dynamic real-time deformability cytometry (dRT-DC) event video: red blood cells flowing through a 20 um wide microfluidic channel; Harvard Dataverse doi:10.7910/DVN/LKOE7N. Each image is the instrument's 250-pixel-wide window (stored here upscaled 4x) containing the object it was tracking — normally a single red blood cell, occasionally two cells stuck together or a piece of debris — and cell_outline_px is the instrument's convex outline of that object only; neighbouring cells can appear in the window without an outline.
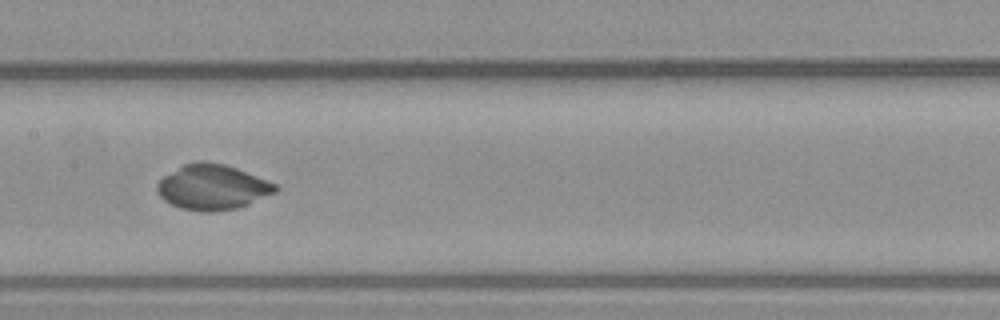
{"species": "common noctule bat (a hibernating species)", "species_latin": "Nyctalus noctula", "temperature_condition": "warm", "stored_images_in_passage": 34, "camera_frame_rate_fps": 3000, "um_per_image_px": 0.085, "animal": {"sex": "male", "body_mass_g": 23.1, "forearm_length_mm": 52.7}, "frame": {"image": 1, "passage_image": 11, "time_ms": 3.333, "image_size_px": [1000, 320], "cell_outline_px": [[280, 188], [276, 192], [248, 204], [236, 208], [212, 212], [204, 212], [180, 208], [164, 200], [156, 192], [156, 184], [164, 176], [184, 164], [196, 160], [204, 160], [224, 164], [236, 168], [276, 184]], "centroid_in_image_um": [18.04, 15.9], "position_along_channel_um": 189.4, "area_um2": 31.1}}
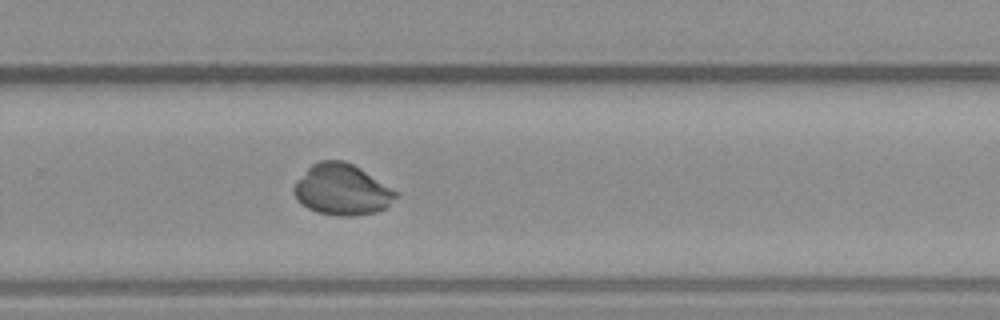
{"frame": {"image": 2, "passage_image": 20, "time_ms": 6.333, "image_size_px": [1000, 320], "cell_outline_px": [[400, 192], [388, 208], [376, 212], [352, 216], [340, 216], [316, 212], [300, 204], [296, 200], [292, 192], [292, 188], [296, 180], [312, 164], [320, 160], [344, 160], [360, 168]], "centroid_in_image_um": [29.07, 16.13], "position_along_channel_um": 300.7, "area_um2": 30.75}}
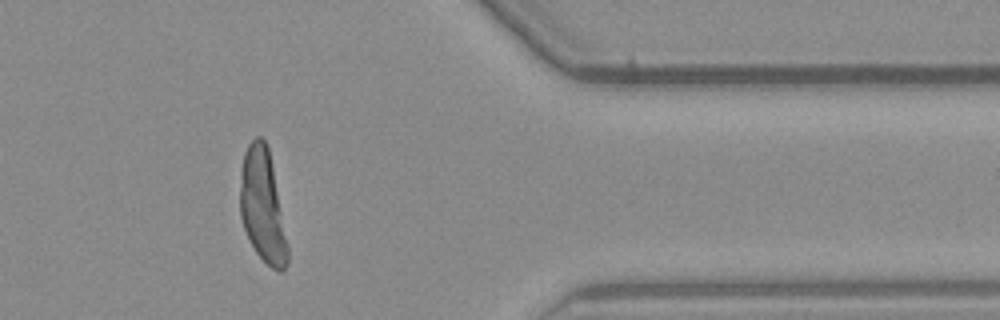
{"frame": {"image": 3, "passage_image": 29, "time_ms": 9.333, "image_size_px": [1000, 320], "cell_outline_px": [[288, 264], [280, 272], [272, 268], [256, 252], [244, 228], [240, 216], [240, 172], [244, 152], [248, 144], [256, 136], [260, 136], [268, 144], [288, 248]], "centroid_in_image_um": [22.3, 17.46], "position_along_channel_um": 389.1, "area_um2": 30.98}}